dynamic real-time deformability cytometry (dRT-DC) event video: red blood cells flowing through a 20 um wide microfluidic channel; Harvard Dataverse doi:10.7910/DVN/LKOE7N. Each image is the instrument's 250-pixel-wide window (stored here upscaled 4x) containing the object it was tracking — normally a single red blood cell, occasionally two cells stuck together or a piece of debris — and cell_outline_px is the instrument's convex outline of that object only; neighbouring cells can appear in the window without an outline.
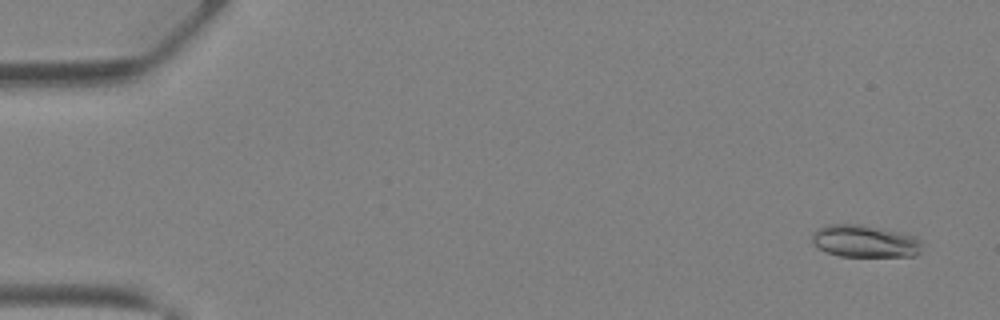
{"species": "Egyptian fruit bat (a non-hibernating species)", "species_latin": "Rousettus aegyptiacus", "temperature_condition": "warm", "stored_images_in_passage": 40, "camera_frame_rate_fps": 3000, "um_per_image_px": 0.085, "animal": {"sex": "female"}, "frame": {"image": 1, "passage_image": 2, "time_ms": 0.333, "image_size_px": [1000, 320], "cell_outline_px": [[920, 252], [916, 256], [840, 256], [828, 252], [812, 244], [812, 232], [824, 224], [860, 224], [904, 232], [916, 236], [920, 240]], "centroid_in_image_um": [73.51, 20.48], "position_along_channel_um": 11.5, "area_um2": 20.92}}
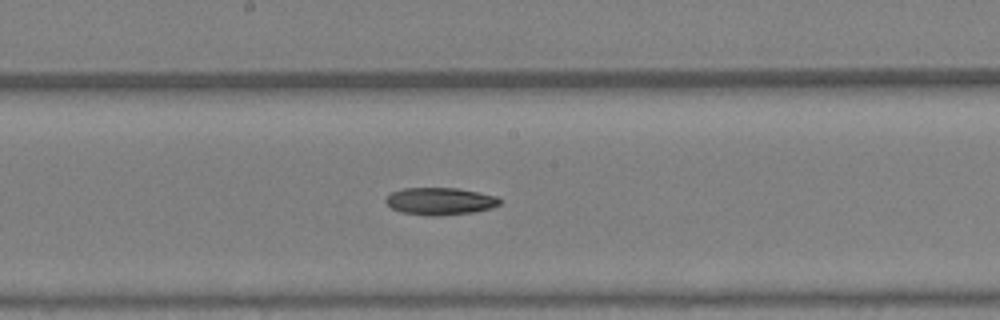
{"frame": {"image": 2, "passage_image": 22, "time_ms": 7.0, "image_size_px": [1000, 320], "cell_outline_px": [[500, 204], [492, 208], [476, 212], [436, 216], [428, 216], [400, 212], [392, 208], [384, 200], [392, 192], [404, 188], [456, 188], [496, 196], [500, 200]], "centroid_in_image_um": [37.4, 17.11], "position_along_channel_um": 210.8, "area_um2": 18.09}}
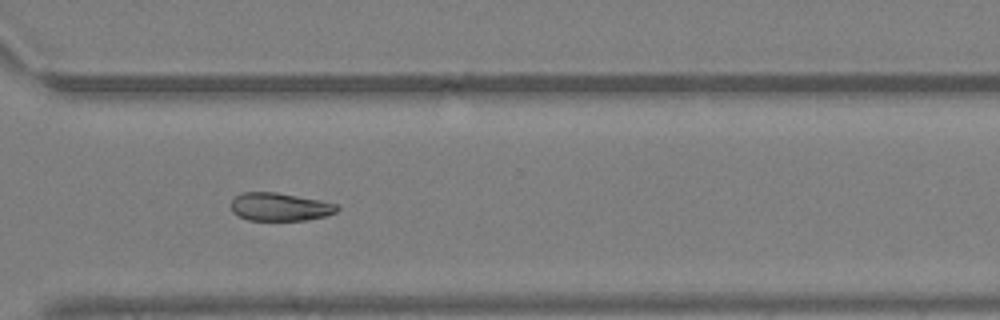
{"frame": {"image": 3, "passage_image": 30, "time_ms": 9.667, "image_size_px": [1000, 320], "cell_outline_px": [[340, 208], [336, 212], [324, 216], [304, 220], [248, 220], [232, 212], [232, 200], [236, 196], [244, 192], [276, 192], [320, 200], [336, 204]], "centroid_in_image_um": [23.79, 17.58], "position_along_channel_um": 346.8, "area_um2": 17.17}}